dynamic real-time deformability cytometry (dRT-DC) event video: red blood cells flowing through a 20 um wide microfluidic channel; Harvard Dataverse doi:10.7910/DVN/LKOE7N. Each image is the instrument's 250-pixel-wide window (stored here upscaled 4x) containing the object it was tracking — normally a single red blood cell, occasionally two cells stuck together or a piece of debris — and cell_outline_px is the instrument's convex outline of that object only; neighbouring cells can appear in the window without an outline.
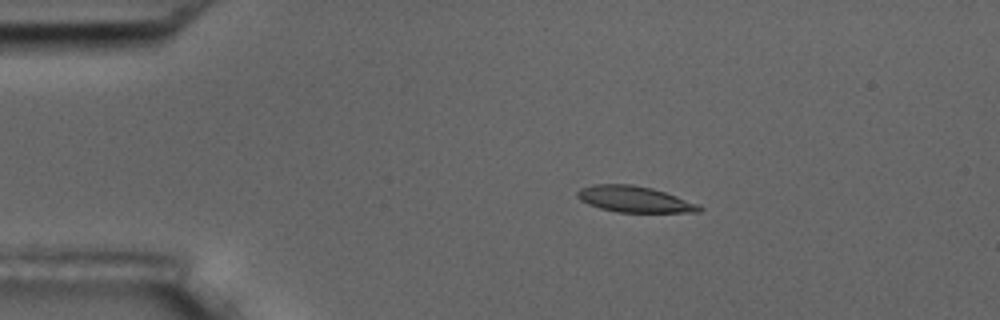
{"species": "common noctule bat (a hibernating species)", "species_latin": "Nyctalus noctula", "temperature_condition": "room temperature", "stored_images_in_passage": 3, "camera_frame_rate_fps": 3000, "um_per_image_px": 0.085, "animal": {"sex": "male", "body_mass_g": 17.5, "forearm_length_mm": 52.3}, "frame": {"image": 1, "passage_image": 2, "time_ms": 1.333, "image_size_px": [1000, 320], "cell_outline_px": [[704, 208], [700, 212], [620, 212], [600, 208], [588, 204], [580, 200], [576, 196], [576, 192], [580, 188], [592, 184], [632, 184], [652, 188], [676, 196], [696, 204]], "centroid_in_image_um": [53.87, 16.92], "position_along_channel_um": 31.1, "area_um2": 18.44}}